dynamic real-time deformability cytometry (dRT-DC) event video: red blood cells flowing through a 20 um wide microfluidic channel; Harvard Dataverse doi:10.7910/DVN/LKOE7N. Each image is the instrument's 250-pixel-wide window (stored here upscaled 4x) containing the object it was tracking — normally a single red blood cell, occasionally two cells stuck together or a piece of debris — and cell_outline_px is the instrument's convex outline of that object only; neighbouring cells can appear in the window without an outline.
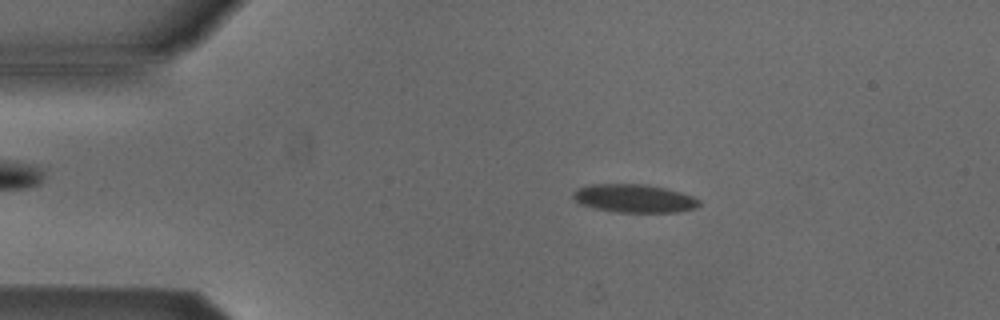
{"species": "Egyptian fruit bat (a non-hibernating species)", "species_latin": "Rousettus aegyptiacus", "temperature_condition": "cold", "stored_images_in_passage": 52, "camera_frame_rate_fps": 3000, "um_per_image_px": 0.085, "animal": {"sex": "male"}, "frame": {"image": 1, "passage_image": 9, "time_ms": 2.667, "image_size_px": [1000, 320], "cell_outline_px": [[700, 204], [696, 208], [676, 212], [616, 212], [592, 208], [580, 204], [572, 196], [572, 192], [576, 188], [588, 184], [644, 184], [664, 188], [680, 192], [692, 196], [700, 200]], "centroid_in_image_um": [53.86, 16.86], "position_along_channel_um": 31.1, "area_um2": 20.87}}
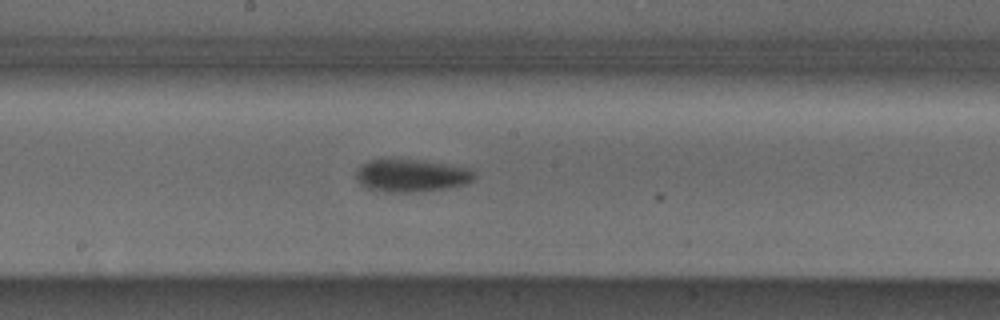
{"frame": {"image": 2, "passage_image": 27, "time_ms": 8.667, "image_size_px": [1000, 320], "cell_outline_px": [[476, 176], [468, 184], [448, 188], [412, 192], [384, 192], [368, 188], [360, 184], [356, 176], [356, 172], [360, 164], [368, 160], [424, 160], [468, 168], [476, 172]], "centroid_in_image_um": [34.99, 14.93], "position_along_channel_um": 213.2, "area_um2": 22.54}}
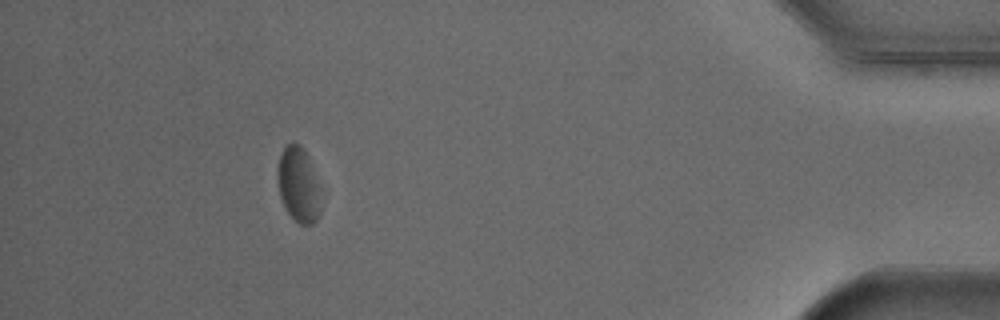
{"frame": {"image": 3, "passage_image": 47, "time_ms": 15.333, "image_size_px": [1000, 320], "cell_outline_px": [[320, 212], [316, 220], [312, 224], [300, 224], [288, 212], [280, 196], [276, 176], [276, 172], [280, 152], [288, 144], [300, 144], [304, 148], [308, 156], [316, 184], [320, 208]], "centroid_in_image_um": [25.31, 15.68], "position_along_channel_um": 409.9, "area_um2": 18.32}, "authors_computed_cell_mechanics": {"area_um2": 21.0103, "velocity_mm_per_s": 3.8411, "shape_relaxation_time_tau1_ms": 4.0227, "shape_relaxation_time_tau2_ms": 10.7995, "deformation_change_tau1": 0.0918, "deformation_change_tau2": 0.1665}}